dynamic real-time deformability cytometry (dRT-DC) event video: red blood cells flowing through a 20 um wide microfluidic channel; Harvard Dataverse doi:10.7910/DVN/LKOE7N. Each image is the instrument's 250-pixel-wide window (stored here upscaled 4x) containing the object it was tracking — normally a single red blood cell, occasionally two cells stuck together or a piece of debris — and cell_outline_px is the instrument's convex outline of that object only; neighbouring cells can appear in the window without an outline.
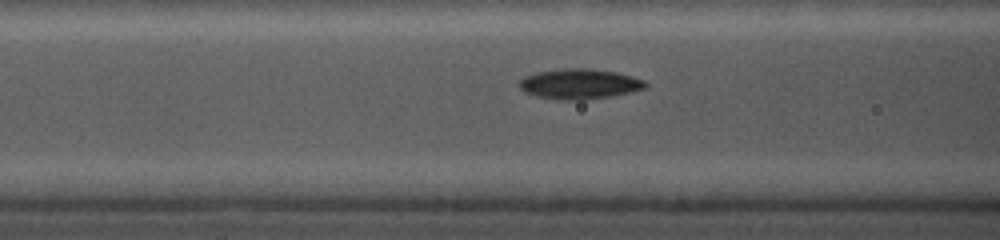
{"species": "common noctule bat (a hibernating species)", "species_latin": "Nyctalus noctula", "temperature_condition": "cold", "stored_images_in_passage": 9, "camera_frame_rate_fps": 5000, "um_per_image_px": 0.085, "animal": {"sex": "female", "body_mass_g": 19.0, "forearm_length_mm": 56.7}, "frame": {"image": 1, "passage_image": 7, "time_ms": 2.8, "image_size_px": [1000, 240], "cell_outline_px": [[648, 84], [644, 88], [612, 96], [584, 100], [556, 100], [536, 96], [524, 92], [520, 88], [520, 80], [524, 76], [536, 72], [564, 68], [588, 68], [616, 72], [632, 76], [644, 80]], "centroid_in_image_um": [49.23, 7.13], "position_along_channel_um": 117.4, "area_um2": 22.25}}